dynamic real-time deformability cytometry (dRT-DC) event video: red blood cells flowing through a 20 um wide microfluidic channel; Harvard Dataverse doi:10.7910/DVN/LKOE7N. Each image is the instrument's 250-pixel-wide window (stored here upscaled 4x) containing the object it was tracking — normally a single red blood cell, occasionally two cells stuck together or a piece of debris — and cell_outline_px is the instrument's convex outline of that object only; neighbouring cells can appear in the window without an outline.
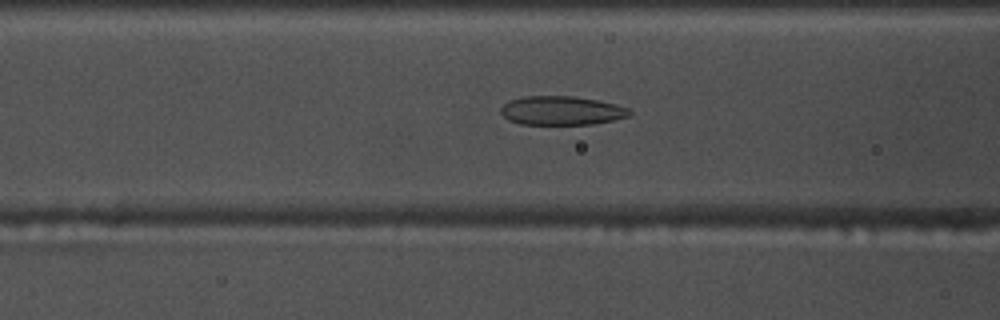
{"species": "common noctule bat (a hibernating species)", "species_latin": "Nyctalus noctula", "temperature_condition": "warm", "stored_images_in_passage": 36, "camera_frame_rate_fps": 3000, "um_per_image_px": 0.085, "animal": {"sex": "male", "body_mass_g": 17.5, "forearm_length_mm": 52.3}, "frame": {"image": 1, "passage_image": 10, "time_ms": 3.0, "image_size_px": [1000, 320], "cell_outline_px": [[632, 112], [628, 116], [612, 120], [592, 124], [520, 124], [508, 120], [500, 112], [500, 108], [508, 100], [524, 96], [572, 96], [596, 100], [616, 104], [628, 108]], "centroid_in_image_um": [47.69, 9.39], "position_along_channel_um": 118.9, "area_um2": 21.62}}
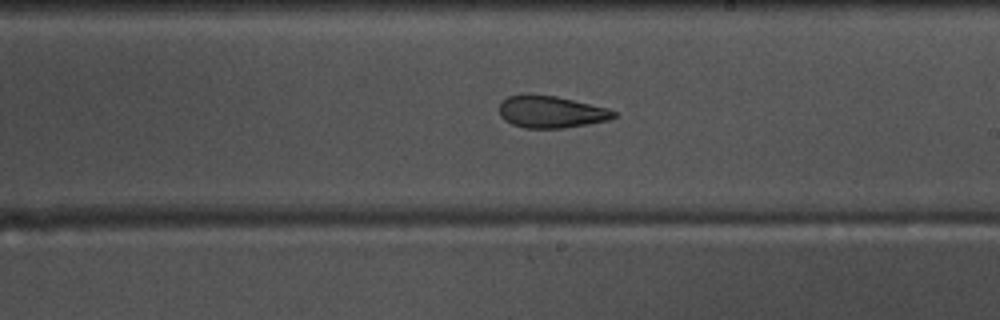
{"frame": {"image": 2, "passage_image": 20, "time_ms": 6.333, "image_size_px": [1000, 320], "cell_outline_px": [[616, 116], [608, 120], [588, 124], [564, 128], [524, 128], [512, 124], [504, 120], [500, 116], [500, 104], [508, 96], [520, 92], [528, 92], [556, 96], [608, 108], [616, 112]], "centroid_in_image_um": [46.8, 9.48], "position_along_channel_um": 242.2, "area_um2": 21.73}}
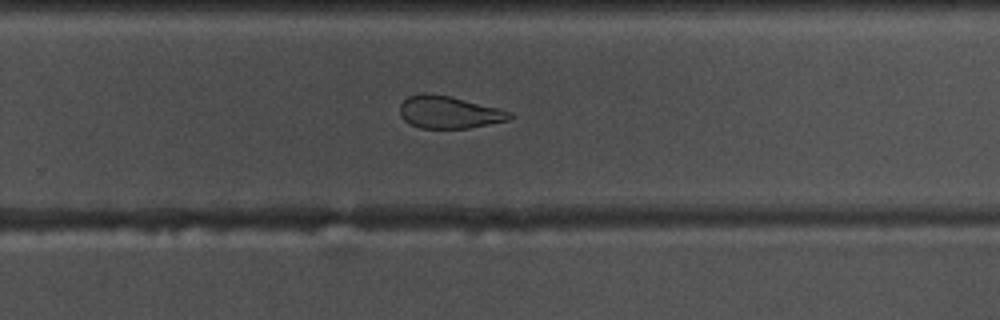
{"frame": {"image": 3, "passage_image": 24, "time_ms": 7.667, "image_size_px": [1000, 320], "cell_outline_px": [[516, 116], [508, 120], [468, 128], [420, 128], [404, 120], [400, 116], [400, 104], [408, 96], [420, 92], [428, 92], [452, 96], [512, 112]], "centroid_in_image_um": [38.15, 9.52], "position_along_channel_um": 291.7, "area_um2": 20.87}, "authors_computed_cell_mechanics": {"area_um2": 21.9062, "velocity_mm_per_s": 3.7146, "shape_relaxation_time_tau1_ms": 10.1223, "shape_relaxation_time_tau2_ms": 2.5274, "deformation_change_tau1": 0.2136, "deformation_change_tau2": 0.0894}}